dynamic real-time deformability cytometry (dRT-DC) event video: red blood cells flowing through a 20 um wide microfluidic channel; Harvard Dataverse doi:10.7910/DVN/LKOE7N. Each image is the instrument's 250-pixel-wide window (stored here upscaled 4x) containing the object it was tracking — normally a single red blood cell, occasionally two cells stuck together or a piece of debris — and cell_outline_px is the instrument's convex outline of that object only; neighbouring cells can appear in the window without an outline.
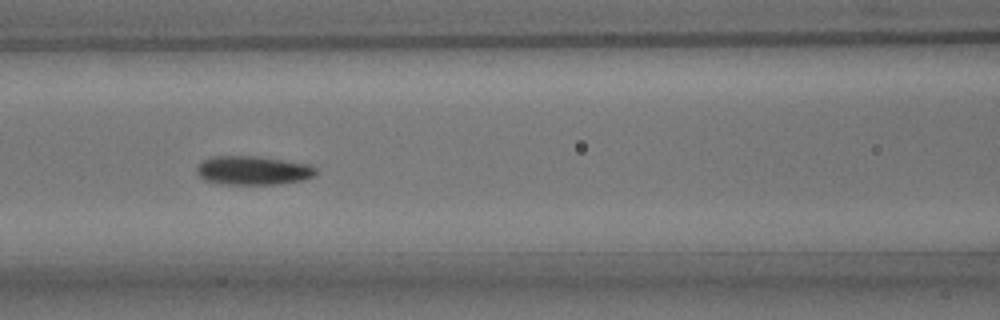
{"species": "common noctule bat (a hibernating species)", "species_latin": "Nyctalus noctula", "temperature_condition": "room temperature", "stored_images_in_passage": 3, "camera_frame_rate_fps": 3000, "um_per_image_px": 0.085, "animal": {"sex": "male", "body_mass_g": 15.6}, "frame": {"image": 1, "passage_image": 3, "time_ms": 2.333, "image_size_px": [1000, 320], "cell_outline_px": [[316, 176], [300, 180], [280, 184], [216, 184], [204, 180], [196, 172], [196, 168], [204, 160], [212, 156], [256, 156], [312, 164], [316, 168]], "centroid_in_image_um": [21.51, 14.49], "position_along_channel_um": 145.1, "area_um2": 20.17}}